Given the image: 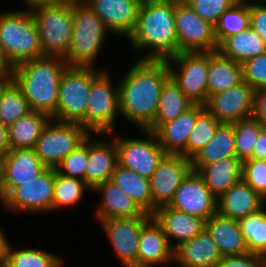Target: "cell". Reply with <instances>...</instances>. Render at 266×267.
Segmentation results:
<instances>
[{
	"label": "cell",
	"mask_w": 266,
	"mask_h": 267,
	"mask_svg": "<svg viewBox=\"0 0 266 267\" xmlns=\"http://www.w3.org/2000/svg\"><path fill=\"white\" fill-rule=\"evenodd\" d=\"M198 173L203 177L211 193L218 199L242 179V161L237 157L223 158L204 165Z\"/></svg>",
	"instance_id": "cell-29"
},
{
	"label": "cell",
	"mask_w": 266,
	"mask_h": 267,
	"mask_svg": "<svg viewBox=\"0 0 266 267\" xmlns=\"http://www.w3.org/2000/svg\"><path fill=\"white\" fill-rule=\"evenodd\" d=\"M89 135V157L85 168V182L93 190L97 185L111 180L112 173L118 163L115 138L92 140Z\"/></svg>",
	"instance_id": "cell-25"
},
{
	"label": "cell",
	"mask_w": 266,
	"mask_h": 267,
	"mask_svg": "<svg viewBox=\"0 0 266 267\" xmlns=\"http://www.w3.org/2000/svg\"><path fill=\"white\" fill-rule=\"evenodd\" d=\"M152 216L162 226L173 249L205 229V219L173 209L168 205L157 208ZM171 238L176 239L174 244L171 243Z\"/></svg>",
	"instance_id": "cell-21"
},
{
	"label": "cell",
	"mask_w": 266,
	"mask_h": 267,
	"mask_svg": "<svg viewBox=\"0 0 266 267\" xmlns=\"http://www.w3.org/2000/svg\"><path fill=\"white\" fill-rule=\"evenodd\" d=\"M63 260L36 248H23L13 250L10 246L6 267H61Z\"/></svg>",
	"instance_id": "cell-40"
},
{
	"label": "cell",
	"mask_w": 266,
	"mask_h": 267,
	"mask_svg": "<svg viewBox=\"0 0 266 267\" xmlns=\"http://www.w3.org/2000/svg\"><path fill=\"white\" fill-rule=\"evenodd\" d=\"M147 139L115 137L118 164L150 179L165 152L154 132L142 129Z\"/></svg>",
	"instance_id": "cell-13"
},
{
	"label": "cell",
	"mask_w": 266,
	"mask_h": 267,
	"mask_svg": "<svg viewBox=\"0 0 266 267\" xmlns=\"http://www.w3.org/2000/svg\"><path fill=\"white\" fill-rule=\"evenodd\" d=\"M221 259L218 246L206 229L174 249V263L180 267H216Z\"/></svg>",
	"instance_id": "cell-24"
},
{
	"label": "cell",
	"mask_w": 266,
	"mask_h": 267,
	"mask_svg": "<svg viewBox=\"0 0 266 267\" xmlns=\"http://www.w3.org/2000/svg\"><path fill=\"white\" fill-rule=\"evenodd\" d=\"M243 80L254 90L266 87V52L242 63Z\"/></svg>",
	"instance_id": "cell-45"
},
{
	"label": "cell",
	"mask_w": 266,
	"mask_h": 267,
	"mask_svg": "<svg viewBox=\"0 0 266 267\" xmlns=\"http://www.w3.org/2000/svg\"><path fill=\"white\" fill-rule=\"evenodd\" d=\"M119 85L120 115L146 129L157 114L163 84L170 77L167 60L138 59Z\"/></svg>",
	"instance_id": "cell-1"
},
{
	"label": "cell",
	"mask_w": 266,
	"mask_h": 267,
	"mask_svg": "<svg viewBox=\"0 0 266 267\" xmlns=\"http://www.w3.org/2000/svg\"><path fill=\"white\" fill-rule=\"evenodd\" d=\"M243 81L242 64L223 56L218 50L209 51L207 99Z\"/></svg>",
	"instance_id": "cell-28"
},
{
	"label": "cell",
	"mask_w": 266,
	"mask_h": 267,
	"mask_svg": "<svg viewBox=\"0 0 266 267\" xmlns=\"http://www.w3.org/2000/svg\"><path fill=\"white\" fill-rule=\"evenodd\" d=\"M221 123L206 109L197 117L195 125L190 132L186 148L180 153L192 159L214 136Z\"/></svg>",
	"instance_id": "cell-38"
},
{
	"label": "cell",
	"mask_w": 266,
	"mask_h": 267,
	"mask_svg": "<svg viewBox=\"0 0 266 267\" xmlns=\"http://www.w3.org/2000/svg\"><path fill=\"white\" fill-rule=\"evenodd\" d=\"M104 69L93 81L86 107V129L94 135H112L116 115L120 113L119 85L113 88Z\"/></svg>",
	"instance_id": "cell-8"
},
{
	"label": "cell",
	"mask_w": 266,
	"mask_h": 267,
	"mask_svg": "<svg viewBox=\"0 0 266 267\" xmlns=\"http://www.w3.org/2000/svg\"><path fill=\"white\" fill-rule=\"evenodd\" d=\"M166 60L170 77L178 87L194 104L204 105L207 101L209 52H180ZM171 63L179 70L175 71Z\"/></svg>",
	"instance_id": "cell-10"
},
{
	"label": "cell",
	"mask_w": 266,
	"mask_h": 267,
	"mask_svg": "<svg viewBox=\"0 0 266 267\" xmlns=\"http://www.w3.org/2000/svg\"><path fill=\"white\" fill-rule=\"evenodd\" d=\"M137 2H139L140 4L144 3L147 0H136Z\"/></svg>",
	"instance_id": "cell-57"
},
{
	"label": "cell",
	"mask_w": 266,
	"mask_h": 267,
	"mask_svg": "<svg viewBox=\"0 0 266 267\" xmlns=\"http://www.w3.org/2000/svg\"><path fill=\"white\" fill-rule=\"evenodd\" d=\"M2 156L0 155V179H1V170H2Z\"/></svg>",
	"instance_id": "cell-55"
},
{
	"label": "cell",
	"mask_w": 266,
	"mask_h": 267,
	"mask_svg": "<svg viewBox=\"0 0 266 267\" xmlns=\"http://www.w3.org/2000/svg\"><path fill=\"white\" fill-rule=\"evenodd\" d=\"M264 202L265 199L241 179L217 199V213L239 221L261 209Z\"/></svg>",
	"instance_id": "cell-23"
},
{
	"label": "cell",
	"mask_w": 266,
	"mask_h": 267,
	"mask_svg": "<svg viewBox=\"0 0 266 267\" xmlns=\"http://www.w3.org/2000/svg\"><path fill=\"white\" fill-rule=\"evenodd\" d=\"M102 20L108 31L128 38L133 32L140 3L136 0H85Z\"/></svg>",
	"instance_id": "cell-19"
},
{
	"label": "cell",
	"mask_w": 266,
	"mask_h": 267,
	"mask_svg": "<svg viewBox=\"0 0 266 267\" xmlns=\"http://www.w3.org/2000/svg\"><path fill=\"white\" fill-rule=\"evenodd\" d=\"M177 54L217 51L214 26L202 19L184 0H175Z\"/></svg>",
	"instance_id": "cell-11"
},
{
	"label": "cell",
	"mask_w": 266,
	"mask_h": 267,
	"mask_svg": "<svg viewBox=\"0 0 266 267\" xmlns=\"http://www.w3.org/2000/svg\"><path fill=\"white\" fill-rule=\"evenodd\" d=\"M202 19L215 26L219 17L239 0H184Z\"/></svg>",
	"instance_id": "cell-43"
},
{
	"label": "cell",
	"mask_w": 266,
	"mask_h": 267,
	"mask_svg": "<svg viewBox=\"0 0 266 267\" xmlns=\"http://www.w3.org/2000/svg\"><path fill=\"white\" fill-rule=\"evenodd\" d=\"M31 111L28 100L12 80L0 96V122L8 127Z\"/></svg>",
	"instance_id": "cell-37"
},
{
	"label": "cell",
	"mask_w": 266,
	"mask_h": 267,
	"mask_svg": "<svg viewBox=\"0 0 266 267\" xmlns=\"http://www.w3.org/2000/svg\"><path fill=\"white\" fill-rule=\"evenodd\" d=\"M237 157L233 124L221 123L210 141L191 159L192 170L198 172L223 158Z\"/></svg>",
	"instance_id": "cell-30"
},
{
	"label": "cell",
	"mask_w": 266,
	"mask_h": 267,
	"mask_svg": "<svg viewBox=\"0 0 266 267\" xmlns=\"http://www.w3.org/2000/svg\"><path fill=\"white\" fill-rule=\"evenodd\" d=\"M168 206L207 220L217 213V198L211 193L203 177L192 170L181 182Z\"/></svg>",
	"instance_id": "cell-17"
},
{
	"label": "cell",
	"mask_w": 266,
	"mask_h": 267,
	"mask_svg": "<svg viewBox=\"0 0 266 267\" xmlns=\"http://www.w3.org/2000/svg\"><path fill=\"white\" fill-rule=\"evenodd\" d=\"M127 40L137 53L148 50L139 59L166 60L177 55L175 0H147L140 4L136 26Z\"/></svg>",
	"instance_id": "cell-2"
},
{
	"label": "cell",
	"mask_w": 266,
	"mask_h": 267,
	"mask_svg": "<svg viewBox=\"0 0 266 267\" xmlns=\"http://www.w3.org/2000/svg\"><path fill=\"white\" fill-rule=\"evenodd\" d=\"M12 81V71L9 68L0 69V96L6 86Z\"/></svg>",
	"instance_id": "cell-53"
},
{
	"label": "cell",
	"mask_w": 266,
	"mask_h": 267,
	"mask_svg": "<svg viewBox=\"0 0 266 267\" xmlns=\"http://www.w3.org/2000/svg\"><path fill=\"white\" fill-rule=\"evenodd\" d=\"M151 217L111 218L99 221L124 267H137L138 243L142 226Z\"/></svg>",
	"instance_id": "cell-16"
},
{
	"label": "cell",
	"mask_w": 266,
	"mask_h": 267,
	"mask_svg": "<svg viewBox=\"0 0 266 267\" xmlns=\"http://www.w3.org/2000/svg\"><path fill=\"white\" fill-rule=\"evenodd\" d=\"M46 168L34 149H11L2 158L0 201L13 188L34 179Z\"/></svg>",
	"instance_id": "cell-18"
},
{
	"label": "cell",
	"mask_w": 266,
	"mask_h": 267,
	"mask_svg": "<svg viewBox=\"0 0 266 267\" xmlns=\"http://www.w3.org/2000/svg\"><path fill=\"white\" fill-rule=\"evenodd\" d=\"M193 104L169 77L163 84L154 121L146 129L154 132L161 124L175 120Z\"/></svg>",
	"instance_id": "cell-31"
},
{
	"label": "cell",
	"mask_w": 266,
	"mask_h": 267,
	"mask_svg": "<svg viewBox=\"0 0 266 267\" xmlns=\"http://www.w3.org/2000/svg\"><path fill=\"white\" fill-rule=\"evenodd\" d=\"M37 25L43 56L66 58L73 35L71 6L27 7Z\"/></svg>",
	"instance_id": "cell-7"
},
{
	"label": "cell",
	"mask_w": 266,
	"mask_h": 267,
	"mask_svg": "<svg viewBox=\"0 0 266 267\" xmlns=\"http://www.w3.org/2000/svg\"><path fill=\"white\" fill-rule=\"evenodd\" d=\"M103 70L93 66H67L61 75L56 114L51 119L80 123L86 128V107L92 81Z\"/></svg>",
	"instance_id": "cell-6"
},
{
	"label": "cell",
	"mask_w": 266,
	"mask_h": 267,
	"mask_svg": "<svg viewBox=\"0 0 266 267\" xmlns=\"http://www.w3.org/2000/svg\"><path fill=\"white\" fill-rule=\"evenodd\" d=\"M216 267H266V260L251 252L240 255L222 257Z\"/></svg>",
	"instance_id": "cell-46"
},
{
	"label": "cell",
	"mask_w": 266,
	"mask_h": 267,
	"mask_svg": "<svg viewBox=\"0 0 266 267\" xmlns=\"http://www.w3.org/2000/svg\"><path fill=\"white\" fill-rule=\"evenodd\" d=\"M93 191L101 194L100 205L96 211L97 222L111 218L152 217L111 180L97 185Z\"/></svg>",
	"instance_id": "cell-22"
},
{
	"label": "cell",
	"mask_w": 266,
	"mask_h": 267,
	"mask_svg": "<svg viewBox=\"0 0 266 267\" xmlns=\"http://www.w3.org/2000/svg\"><path fill=\"white\" fill-rule=\"evenodd\" d=\"M1 68H6L5 65L3 64L2 57L0 55V69Z\"/></svg>",
	"instance_id": "cell-54"
},
{
	"label": "cell",
	"mask_w": 266,
	"mask_h": 267,
	"mask_svg": "<svg viewBox=\"0 0 266 267\" xmlns=\"http://www.w3.org/2000/svg\"><path fill=\"white\" fill-rule=\"evenodd\" d=\"M0 55L9 69L43 56L38 28L29 8L0 13Z\"/></svg>",
	"instance_id": "cell-4"
},
{
	"label": "cell",
	"mask_w": 266,
	"mask_h": 267,
	"mask_svg": "<svg viewBox=\"0 0 266 267\" xmlns=\"http://www.w3.org/2000/svg\"><path fill=\"white\" fill-rule=\"evenodd\" d=\"M11 150L8 142L7 126L0 122V155L3 157Z\"/></svg>",
	"instance_id": "cell-52"
},
{
	"label": "cell",
	"mask_w": 266,
	"mask_h": 267,
	"mask_svg": "<svg viewBox=\"0 0 266 267\" xmlns=\"http://www.w3.org/2000/svg\"><path fill=\"white\" fill-rule=\"evenodd\" d=\"M90 134L80 123L50 119L42 130L34 150L47 168H56Z\"/></svg>",
	"instance_id": "cell-9"
},
{
	"label": "cell",
	"mask_w": 266,
	"mask_h": 267,
	"mask_svg": "<svg viewBox=\"0 0 266 267\" xmlns=\"http://www.w3.org/2000/svg\"><path fill=\"white\" fill-rule=\"evenodd\" d=\"M67 66L62 57L41 56L11 69L12 80L21 89L32 111L50 118L56 114L61 75Z\"/></svg>",
	"instance_id": "cell-3"
},
{
	"label": "cell",
	"mask_w": 266,
	"mask_h": 267,
	"mask_svg": "<svg viewBox=\"0 0 266 267\" xmlns=\"http://www.w3.org/2000/svg\"><path fill=\"white\" fill-rule=\"evenodd\" d=\"M89 157V136L68 154L55 168L58 174L85 181V168Z\"/></svg>",
	"instance_id": "cell-42"
},
{
	"label": "cell",
	"mask_w": 266,
	"mask_h": 267,
	"mask_svg": "<svg viewBox=\"0 0 266 267\" xmlns=\"http://www.w3.org/2000/svg\"><path fill=\"white\" fill-rule=\"evenodd\" d=\"M205 229L217 244L222 257L249 252L238 221L215 213L206 220Z\"/></svg>",
	"instance_id": "cell-27"
},
{
	"label": "cell",
	"mask_w": 266,
	"mask_h": 267,
	"mask_svg": "<svg viewBox=\"0 0 266 267\" xmlns=\"http://www.w3.org/2000/svg\"><path fill=\"white\" fill-rule=\"evenodd\" d=\"M204 110L203 104H193L175 120L161 124L154 131L165 153L180 154L186 148L196 119Z\"/></svg>",
	"instance_id": "cell-26"
},
{
	"label": "cell",
	"mask_w": 266,
	"mask_h": 267,
	"mask_svg": "<svg viewBox=\"0 0 266 267\" xmlns=\"http://www.w3.org/2000/svg\"><path fill=\"white\" fill-rule=\"evenodd\" d=\"M174 263V249L170 246L162 226L152 216L141 229L138 243L137 267H154Z\"/></svg>",
	"instance_id": "cell-20"
},
{
	"label": "cell",
	"mask_w": 266,
	"mask_h": 267,
	"mask_svg": "<svg viewBox=\"0 0 266 267\" xmlns=\"http://www.w3.org/2000/svg\"><path fill=\"white\" fill-rule=\"evenodd\" d=\"M56 169L46 168L34 179L13 188L0 202L7 209L25 212H52Z\"/></svg>",
	"instance_id": "cell-12"
},
{
	"label": "cell",
	"mask_w": 266,
	"mask_h": 267,
	"mask_svg": "<svg viewBox=\"0 0 266 267\" xmlns=\"http://www.w3.org/2000/svg\"><path fill=\"white\" fill-rule=\"evenodd\" d=\"M73 35L65 58L68 66H93L105 35L110 33L101 18L85 3L72 6Z\"/></svg>",
	"instance_id": "cell-5"
},
{
	"label": "cell",
	"mask_w": 266,
	"mask_h": 267,
	"mask_svg": "<svg viewBox=\"0 0 266 267\" xmlns=\"http://www.w3.org/2000/svg\"><path fill=\"white\" fill-rule=\"evenodd\" d=\"M242 179L266 199V160L246 159L242 161Z\"/></svg>",
	"instance_id": "cell-44"
},
{
	"label": "cell",
	"mask_w": 266,
	"mask_h": 267,
	"mask_svg": "<svg viewBox=\"0 0 266 267\" xmlns=\"http://www.w3.org/2000/svg\"><path fill=\"white\" fill-rule=\"evenodd\" d=\"M254 2L250 3V27L266 42V4Z\"/></svg>",
	"instance_id": "cell-47"
},
{
	"label": "cell",
	"mask_w": 266,
	"mask_h": 267,
	"mask_svg": "<svg viewBox=\"0 0 266 267\" xmlns=\"http://www.w3.org/2000/svg\"><path fill=\"white\" fill-rule=\"evenodd\" d=\"M254 1H257V2H260V3H266V0H254Z\"/></svg>",
	"instance_id": "cell-56"
},
{
	"label": "cell",
	"mask_w": 266,
	"mask_h": 267,
	"mask_svg": "<svg viewBox=\"0 0 266 267\" xmlns=\"http://www.w3.org/2000/svg\"><path fill=\"white\" fill-rule=\"evenodd\" d=\"M85 190H92L85 181L58 174L56 171L53 190V211L77 204L83 197Z\"/></svg>",
	"instance_id": "cell-39"
},
{
	"label": "cell",
	"mask_w": 266,
	"mask_h": 267,
	"mask_svg": "<svg viewBox=\"0 0 266 267\" xmlns=\"http://www.w3.org/2000/svg\"><path fill=\"white\" fill-rule=\"evenodd\" d=\"M264 207L240 219L239 225L249 252L266 260V209Z\"/></svg>",
	"instance_id": "cell-36"
},
{
	"label": "cell",
	"mask_w": 266,
	"mask_h": 267,
	"mask_svg": "<svg viewBox=\"0 0 266 267\" xmlns=\"http://www.w3.org/2000/svg\"><path fill=\"white\" fill-rule=\"evenodd\" d=\"M249 159L266 160V127L260 130L252 156Z\"/></svg>",
	"instance_id": "cell-49"
},
{
	"label": "cell",
	"mask_w": 266,
	"mask_h": 267,
	"mask_svg": "<svg viewBox=\"0 0 266 267\" xmlns=\"http://www.w3.org/2000/svg\"><path fill=\"white\" fill-rule=\"evenodd\" d=\"M250 26V2L238 1L228 8L214 26L218 46L227 38L245 31Z\"/></svg>",
	"instance_id": "cell-35"
},
{
	"label": "cell",
	"mask_w": 266,
	"mask_h": 267,
	"mask_svg": "<svg viewBox=\"0 0 266 267\" xmlns=\"http://www.w3.org/2000/svg\"><path fill=\"white\" fill-rule=\"evenodd\" d=\"M111 181L128 194L145 213L152 215L149 179L117 163Z\"/></svg>",
	"instance_id": "cell-34"
},
{
	"label": "cell",
	"mask_w": 266,
	"mask_h": 267,
	"mask_svg": "<svg viewBox=\"0 0 266 267\" xmlns=\"http://www.w3.org/2000/svg\"><path fill=\"white\" fill-rule=\"evenodd\" d=\"M51 118L44 113L31 111L7 127L11 149H34L42 130Z\"/></svg>",
	"instance_id": "cell-32"
},
{
	"label": "cell",
	"mask_w": 266,
	"mask_h": 267,
	"mask_svg": "<svg viewBox=\"0 0 266 267\" xmlns=\"http://www.w3.org/2000/svg\"><path fill=\"white\" fill-rule=\"evenodd\" d=\"M0 229V267H6L9 255L10 244L6 239L5 233Z\"/></svg>",
	"instance_id": "cell-51"
},
{
	"label": "cell",
	"mask_w": 266,
	"mask_h": 267,
	"mask_svg": "<svg viewBox=\"0 0 266 267\" xmlns=\"http://www.w3.org/2000/svg\"><path fill=\"white\" fill-rule=\"evenodd\" d=\"M218 51L225 57L236 62L257 57L266 52V42L249 26L245 31L227 37L219 46Z\"/></svg>",
	"instance_id": "cell-33"
},
{
	"label": "cell",
	"mask_w": 266,
	"mask_h": 267,
	"mask_svg": "<svg viewBox=\"0 0 266 267\" xmlns=\"http://www.w3.org/2000/svg\"><path fill=\"white\" fill-rule=\"evenodd\" d=\"M254 89L242 81L208 97L205 109L220 123L233 124L253 115Z\"/></svg>",
	"instance_id": "cell-15"
},
{
	"label": "cell",
	"mask_w": 266,
	"mask_h": 267,
	"mask_svg": "<svg viewBox=\"0 0 266 267\" xmlns=\"http://www.w3.org/2000/svg\"><path fill=\"white\" fill-rule=\"evenodd\" d=\"M252 116L266 127V87L254 90Z\"/></svg>",
	"instance_id": "cell-48"
},
{
	"label": "cell",
	"mask_w": 266,
	"mask_h": 267,
	"mask_svg": "<svg viewBox=\"0 0 266 267\" xmlns=\"http://www.w3.org/2000/svg\"><path fill=\"white\" fill-rule=\"evenodd\" d=\"M191 171V159L181 154H164L149 179L152 194V215L157 208L170 204L181 182Z\"/></svg>",
	"instance_id": "cell-14"
},
{
	"label": "cell",
	"mask_w": 266,
	"mask_h": 267,
	"mask_svg": "<svg viewBox=\"0 0 266 267\" xmlns=\"http://www.w3.org/2000/svg\"><path fill=\"white\" fill-rule=\"evenodd\" d=\"M26 7H36V6H74L75 4L81 3V0H23Z\"/></svg>",
	"instance_id": "cell-50"
},
{
	"label": "cell",
	"mask_w": 266,
	"mask_h": 267,
	"mask_svg": "<svg viewBox=\"0 0 266 267\" xmlns=\"http://www.w3.org/2000/svg\"><path fill=\"white\" fill-rule=\"evenodd\" d=\"M263 125L253 116L233 123L237 158L241 161L252 156L254 145Z\"/></svg>",
	"instance_id": "cell-41"
}]
</instances>
